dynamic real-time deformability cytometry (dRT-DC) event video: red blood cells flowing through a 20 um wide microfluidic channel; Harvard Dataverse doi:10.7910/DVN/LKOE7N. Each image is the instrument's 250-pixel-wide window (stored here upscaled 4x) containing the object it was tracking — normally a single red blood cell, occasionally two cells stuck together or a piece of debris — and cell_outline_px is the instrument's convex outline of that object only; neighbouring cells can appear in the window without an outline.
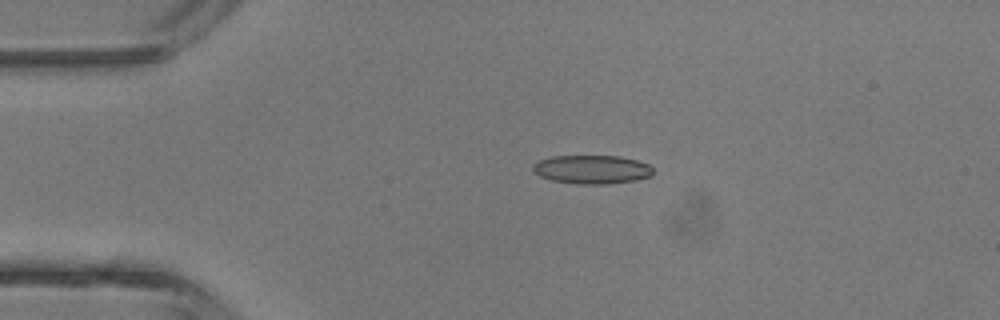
{"species": "common noctule bat (a hibernating species)", "species_latin": "Nyctalus noctula", "temperature_condition": "room temperature", "stored_images_in_passage": 4, "camera_frame_rate_fps": 3000, "um_per_image_px": 0.085, "animal": {"sex": "male", "body_mass_g": 13.3}, "frame": {"image": 1, "passage_image": 3, "time_ms": 2.333, "image_size_px": [1000, 320], "cell_outline_px": [[652, 176], [636, 180], [604, 184], [576, 184], [552, 180], [540, 176], [532, 168], [532, 164], [540, 160], [552, 156], [620, 156], [636, 160], [648, 164], [652, 168]], "centroid_in_image_um": [50.31, 14.4], "position_along_channel_um": 34.7, "area_um2": 20.0}}